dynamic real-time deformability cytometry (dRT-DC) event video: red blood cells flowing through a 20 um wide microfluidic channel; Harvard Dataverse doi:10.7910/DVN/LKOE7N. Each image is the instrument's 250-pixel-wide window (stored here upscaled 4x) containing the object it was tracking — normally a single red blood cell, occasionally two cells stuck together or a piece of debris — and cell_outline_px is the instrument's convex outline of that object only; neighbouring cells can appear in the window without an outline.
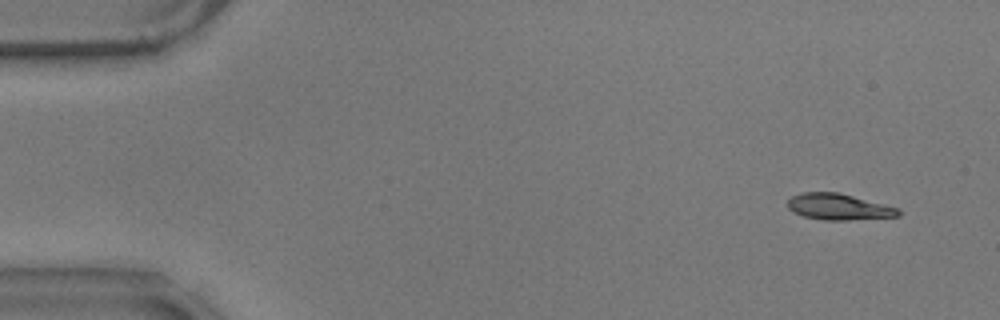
{"species": "common noctule bat (a hibernating species)", "species_latin": "Nyctalus noctula", "temperature_condition": "warm", "stored_images_in_passage": 56, "camera_frame_rate_fps": 3000, "um_per_image_px": 0.085, "animal": {"sex": "male", "body_mass_g": 17.9}, "frame": {"image": 1, "passage_image": 3, "time_ms": 0.667, "image_size_px": [1000, 320], "cell_outline_px": [[900, 216], [848, 220], [824, 220], [804, 216], [792, 212], [788, 208], [788, 200], [792, 196], [800, 192], [836, 192], [900, 208]], "centroid_in_image_um": [71.27, 17.58], "position_along_channel_um": 13.7, "area_um2": 16.82}}
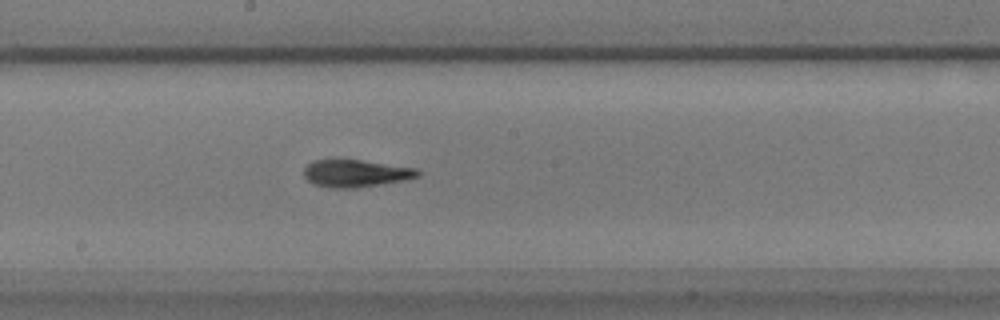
{"frame": {"image": 2, "passage_image": 30, "time_ms": 9.667, "image_size_px": [1000, 320], "cell_outline_px": [[420, 176], [408, 180], [356, 188], [332, 188], [316, 184], [308, 180], [304, 176], [304, 168], [312, 160], [336, 156], [416, 168], [420, 172]], "centroid_in_image_um": [30.22, 14.69], "position_along_channel_um": 218.0, "area_um2": 18.9}}
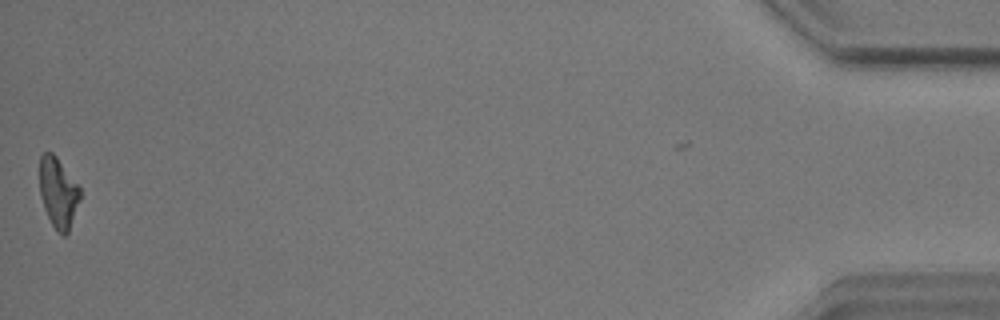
{"frame": {"image": 3, "passage_image": 56, "time_ms": 18.333, "image_size_px": [1000, 320], "cell_outline_px": [[80, 200], [68, 232], [64, 236], [56, 232], [44, 208], [40, 196], [40, 156], [44, 152], [52, 152], [56, 156], [80, 188]], "centroid_in_image_um": [4.94, 16.39], "position_along_channel_um": 430.3, "area_um2": 16.42}, "authors_computed_cell_mechanics": {"area_um2": 17.5134, "velocity_mm_per_s": 3.5367, "shape_relaxation_time_tau1_ms": 4.9948, "shape_relaxation_time_tau2_ms": 3.2005, "deformation_change_tau1": 0.2118, "deformation_change_tau2": 0.1297}}